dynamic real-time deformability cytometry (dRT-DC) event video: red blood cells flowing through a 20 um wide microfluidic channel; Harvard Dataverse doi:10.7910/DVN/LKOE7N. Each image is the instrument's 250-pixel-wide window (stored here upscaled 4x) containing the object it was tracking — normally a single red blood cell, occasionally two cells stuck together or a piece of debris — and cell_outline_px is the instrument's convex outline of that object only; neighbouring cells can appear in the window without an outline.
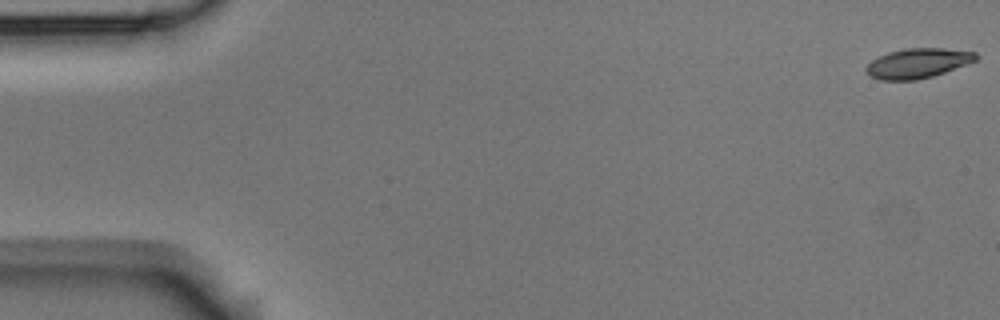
{"species": "Egyptian fruit bat (a non-hibernating species)", "species_latin": "Rousettus aegyptiacus", "temperature_condition": "room temperature", "stored_images_in_passage": 3, "camera_frame_rate_fps": 3000, "um_per_image_px": 0.085, "animal": {"sex": "male"}, "frame": {"image": 1, "passage_image": 1, "time_ms": 0.0, "image_size_px": [1000, 320], "cell_outline_px": [[980, 56], [976, 60], [944, 72], [932, 76], [916, 80], [880, 80], [872, 76], [864, 68], [872, 60], [888, 52], [904, 48], [944, 48], [976, 52]], "centroid_in_image_um": [78.02, 5.36], "position_along_channel_um": 7.0, "area_um2": 18.9}}